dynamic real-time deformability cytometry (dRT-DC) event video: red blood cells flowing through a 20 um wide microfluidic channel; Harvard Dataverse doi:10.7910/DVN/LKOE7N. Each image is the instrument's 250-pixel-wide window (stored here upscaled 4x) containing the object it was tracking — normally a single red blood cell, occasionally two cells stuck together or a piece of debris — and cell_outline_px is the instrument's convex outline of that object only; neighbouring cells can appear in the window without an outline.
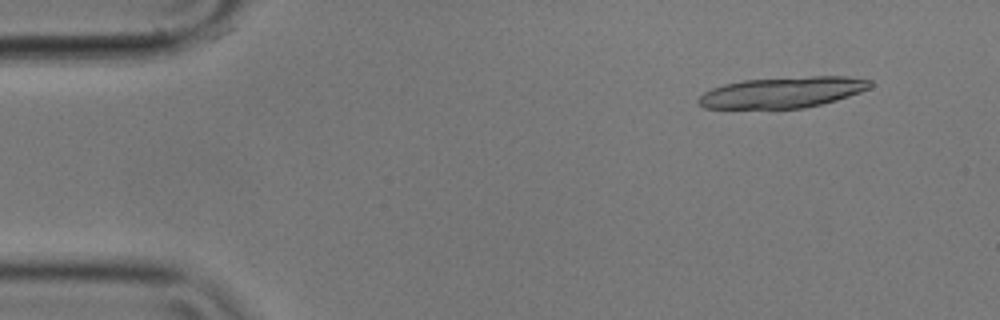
{"species": "common noctule bat (a hibernating species)", "species_latin": "Nyctalus noctula", "temperature_condition": "cold", "stored_images_in_passage": 18, "camera_frame_rate_fps": 3000, "um_per_image_px": 0.085, "animal": {"sex": "male", "body_mass_g": 17.9}, "frame": {"image": 1, "passage_image": 5, "time_ms": 1.333, "image_size_px": [1000, 320], "cell_outline_px": [[872, 84], [868, 88], [860, 92], [836, 100], [804, 108], [704, 108], [696, 100], [704, 92], [712, 88], [724, 84], [744, 80], [812, 76], [844, 76], [872, 80]], "centroid_in_image_um": [66.51, 7.84], "position_along_channel_um": 18.5, "area_um2": 30.69}}